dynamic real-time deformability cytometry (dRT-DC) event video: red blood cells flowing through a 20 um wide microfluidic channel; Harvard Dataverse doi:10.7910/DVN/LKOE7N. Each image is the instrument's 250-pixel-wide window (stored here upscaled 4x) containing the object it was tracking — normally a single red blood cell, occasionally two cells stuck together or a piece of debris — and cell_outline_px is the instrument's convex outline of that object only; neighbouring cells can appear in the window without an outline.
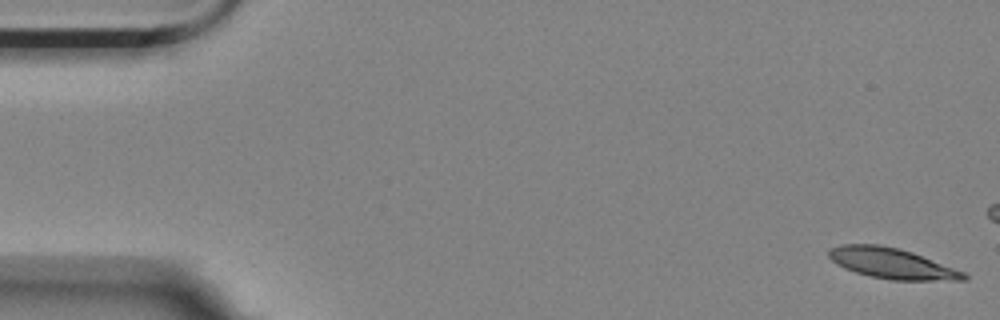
{"species": "Egyptian fruit bat (a non-hibernating species)", "species_latin": "Rousettus aegyptiacus", "temperature_condition": "room temperature", "stored_images_in_passage": 5, "camera_frame_rate_fps": 3000, "um_per_image_px": 0.085, "animal": {"sex": "female"}, "frame": {"image": 1, "passage_image": 1, "time_ms": 0.0, "image_size_px": [1000, 320], "cell_outline_px": [[968, 280], [892, 280], [872, 276], [856, 272], [844, 268], [836, 264], [828, 256], [828, 252], [832, 248], [844, 244], [876, 244], [896, 248], [912, 252], [964, 272], [968, 276]], "centroid_in_image_um": [75.8, 22.39], "position_along_channel_um": 9.2, "area_um2": 23.64}}